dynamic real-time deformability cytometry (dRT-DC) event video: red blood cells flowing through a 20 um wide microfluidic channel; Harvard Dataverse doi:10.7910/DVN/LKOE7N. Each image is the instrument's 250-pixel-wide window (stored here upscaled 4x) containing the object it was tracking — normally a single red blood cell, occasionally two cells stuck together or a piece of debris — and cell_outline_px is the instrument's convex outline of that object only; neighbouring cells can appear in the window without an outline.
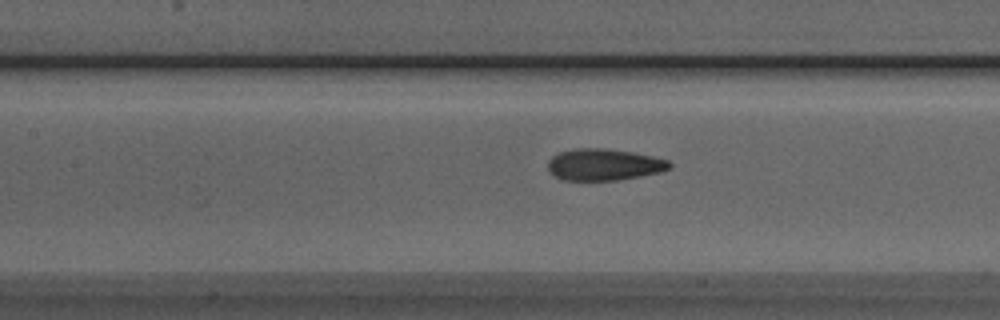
{"species": "Egyptian fruit bat (a non-hibernating species)", "species_latin": "Rousettus aegyptiacus", "temperature_condition": "room temperature", "stored_images_in_passage": 38, "camera_frame_rate_fps": 3000, "um_per_image_px": 0.085, "animal": {"sex": "male"}, "frame": {"image": 1, "passage_image": 12, "time_ms": 3.667, "image_size_px": [1000, 320], "cell_outline_px": [[672, 164], [668, 168], [660, 172], [640, 176], [616, 180], [564, 180], [556, 176], [548, 168], [548, 160], [552, 156], [560, 152], [576, 148], [604, 148], [632, 152], [652, 156], [668, 160]], "centroid_in_image_um": [51.33, 13.98], "position_along_channel_um": 156.1, "area_um2": 22.2}}
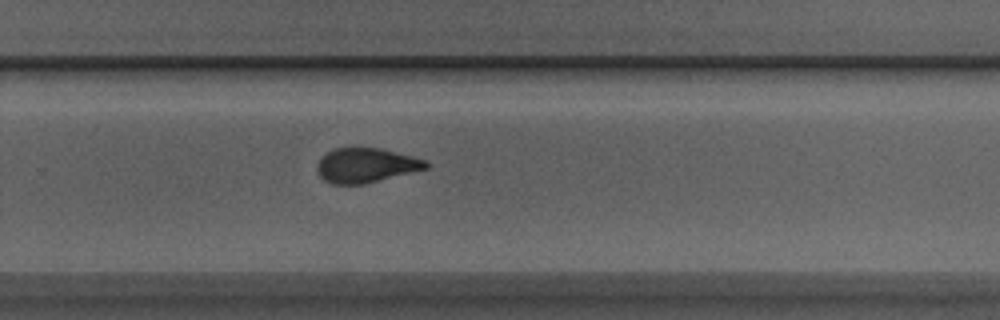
{"frame": {"image": 2, "passage_image": 23, "time_ms": 7.333, "image_size_px": [1000, 320], "cell_outline_px": [[428, 168], [364, 184], [332, 184], [324, 180], [320, 176], [316, 168], [320, 156], [332, 148], [380, 148], [412, 156], [424, 160], [428, 164]], "centroid_in_image_um": [31.05, 14.05], "position_along_channel_um": 298.7, "area_um2": 21.85}}
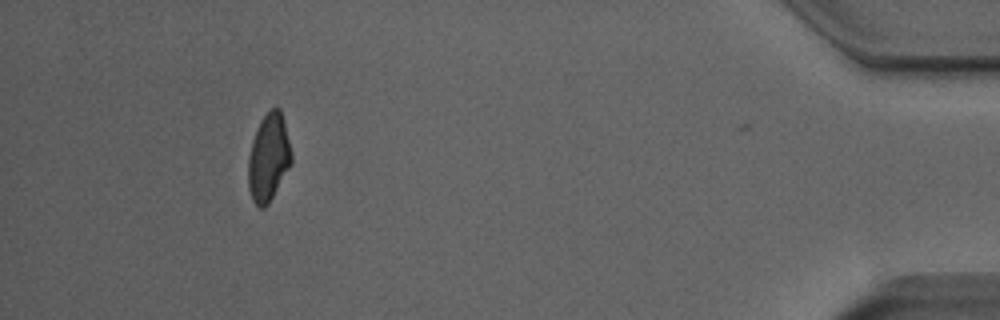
{"frame": {"image": 3, "passage_image": 37, "time_ms": 12.0, "image_size_px": [1000, 320], "cell_outline_px": [[292, 164], [268, 204], [264, 208], [260, 208], [252, 200], [248, 188], [248, 156], [252, 140], [256, 128], [260, 120], [268, 108], [280, 108], [292, 152]], "centroid_in_image_um": [22.82, 13.38], "position_along_channel_um": 412.4, "area_um2": 22.31}, "authors_computed_cell_mechanics": {"area_um2": 22.7732, "velocity_mm_per_s": 3.903, "shape_relaxation_time_tau1_ms": 4.2837, "shape_relaxation_time_tau2_ms": 1.782, "deformation_change_tau1": 0.1512, "deformation_change_tau2": 0.081}}